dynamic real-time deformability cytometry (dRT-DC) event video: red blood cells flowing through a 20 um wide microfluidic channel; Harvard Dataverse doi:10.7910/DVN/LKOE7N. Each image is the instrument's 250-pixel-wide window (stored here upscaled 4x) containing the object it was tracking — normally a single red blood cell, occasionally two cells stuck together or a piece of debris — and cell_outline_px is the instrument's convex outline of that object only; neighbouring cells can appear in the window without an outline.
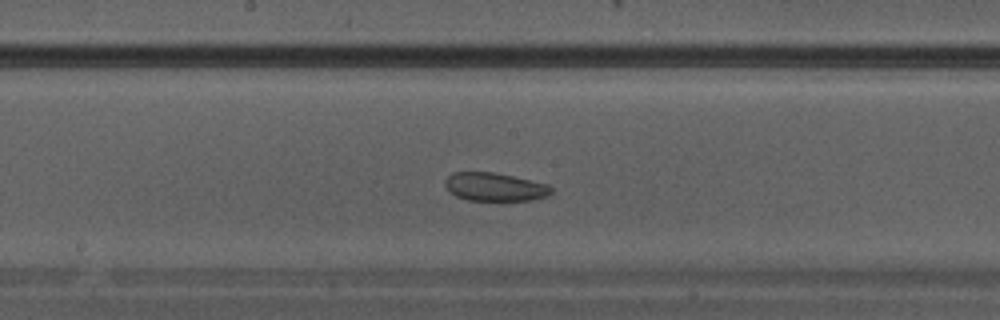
{"species": "Egyptian fruit bat (a non-hibernating species)", "species_latin": "Rousettus aegyptiacus", "temperature_condition": "warm", "stored_images_in_passage": 13, "camera_frame_rate_fps": 3000, "um_per_image_px": 0.085, "animal": {"sex": "male"}, "frame": {"image": 1, "passage_image": 8, "time_ms": 2.333, "image_size_px": [1000, 320], "cell_outline_px": [[552, 192], [548, 196], [532, 200], [468, 200], [456, 196], [448, 192], [444, 184], [444, 180], [452, 172], [496, 172], [548, 184], [552, 188]], "centroid_in_image_um": [42.03, 15.88], "position_along_channel_um": 206.2, "area_um2": 17.69}}
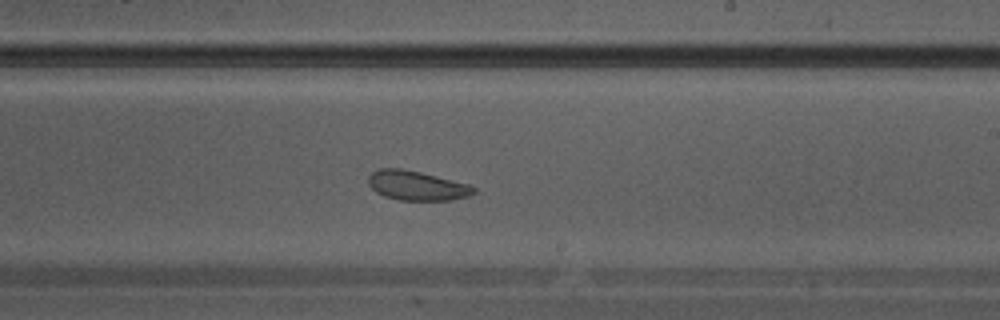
{"frame": {"image": 2, "passage_image": 10, "time_ms": 3.0, "image_size_px": [1000, 320], "cell_outline_px": [[476, 192], [468, 196], [452, 200], [400, 200], [384, 196], [376, 192], [368, 184], [368, 176], [372, 172], [380, 168], [400, 168], [420, 172], [468, 184], [476, 188]], "centroid_in_image_um": [35.41, 15.78], "position_along_channel_um": 253.6, "area_um2": 18.03}}